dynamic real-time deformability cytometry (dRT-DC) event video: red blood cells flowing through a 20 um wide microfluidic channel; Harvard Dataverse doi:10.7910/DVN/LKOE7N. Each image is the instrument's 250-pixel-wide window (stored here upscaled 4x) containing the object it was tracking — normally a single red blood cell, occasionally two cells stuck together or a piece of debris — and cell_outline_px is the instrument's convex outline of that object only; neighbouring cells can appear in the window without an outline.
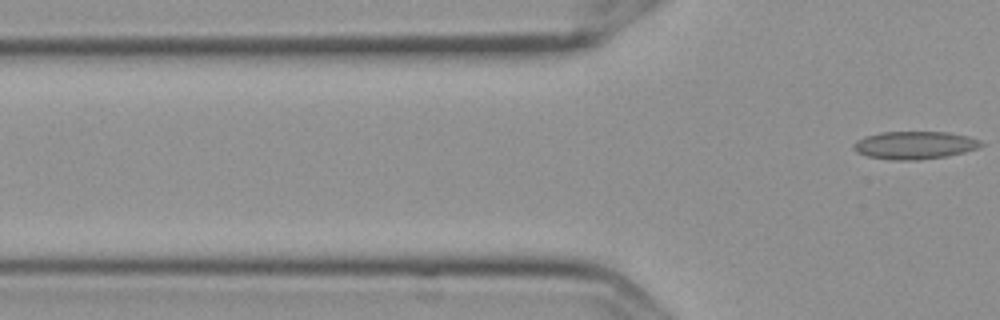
{"species": "Egyptian fruit bat (a non-hibernating species)", "species_latin": "Rousettus aegyptiacus", "temperature_condition": "cold", "stored_images_in_passage": 7, "segment_of_instrument_passage": [2, 2], "camera_frame_rate_fps": 3000, "um_per_image_px": 0.085, "frame": {"image": 1, "passage_image": 7, "time_ms": 2.0, "image_size_px": [1000, 320], "cell_outline_px": [[984, 144], [976, 148], [964, 152], [944, 156], [916, 160], [896, 160], [868, 156], [856, 152], [852, 148], [852, 144], [856, 140], [880, 132], [948, 132], [968, 136], [980, 140]], "centroid_in_image_um": [77.72, 12.33], "position_along_channel_um": 48.1, "area_um2": 20.46}}